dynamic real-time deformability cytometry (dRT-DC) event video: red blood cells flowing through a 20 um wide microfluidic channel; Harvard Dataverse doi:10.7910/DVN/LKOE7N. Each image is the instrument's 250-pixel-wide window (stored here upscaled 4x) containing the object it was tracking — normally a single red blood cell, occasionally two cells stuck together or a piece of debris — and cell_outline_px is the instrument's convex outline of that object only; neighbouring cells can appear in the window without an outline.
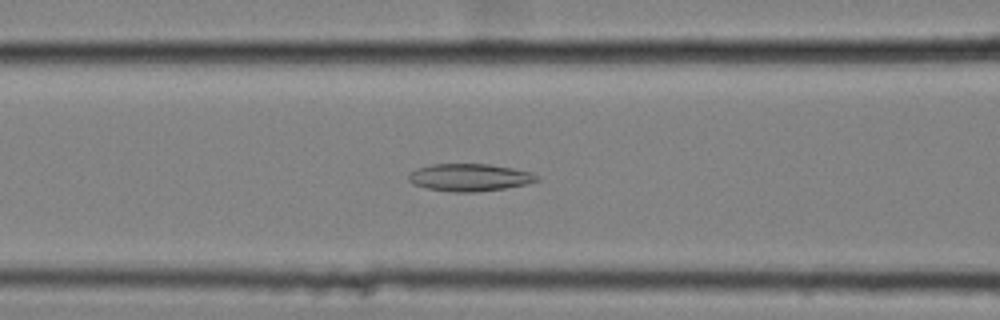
{"species": "common noctule bat (a hibernating species)", "species_latin": "Nyctalus noctula", "temperature_condition": "cold", "stored_images_in_passage": 53, "camera_frame_rate_fps": 3000, "um_per_image_px": 0.085, "animal": {"sex": "female", "body_mass_g": 25.1}, "frame": {"image": 1, "passage_image": 25, "time_ms": 8.0, "image_size_px": [1000, 320], "cell_outline_px": [[540, 180], [528, 184], [504, 188], [476, 192], [456, 192], [428, 188], [412, 184], [408, 180], [408, 176], [412, 172], [420, 168], [432, 164], [488, 164], [512, 168], [532, 172], [540, 176]], "centroid_in_image_um": [39.97, 15.08], "position_along_channel_um": 126.6, "area_um2": 20.4}}
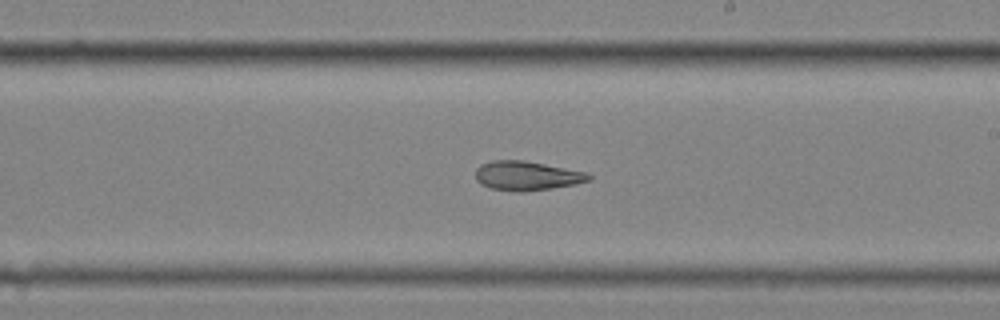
{"frame": {"image": 2, "passage_image": 35, "time_ms": 11.333, "image_size_px": [1000, 320], "cell_outline_px": [[592, 180], [576, 184], [552, 188], [524, 192], [516, 192], [492, 188], [480, 184], [476, 180], [476, 168], [480, 164], [492, 160], [524, 160], [588, 172], [592, 176]], "centroid_in_image_um": [44.8, 14.94], "position_along_channel_um": 244.2, "area_um2": 19.54}}
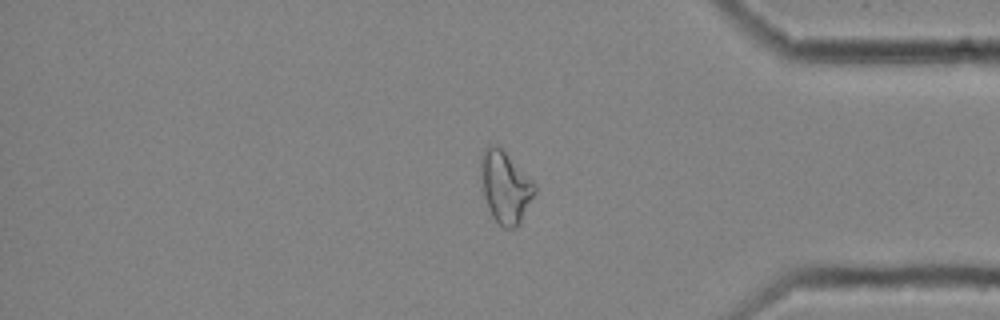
{"frame": {"image": 3, "passage_image": 49, "time_ms": 16.0, "image_size_px": [1000, 320], "cell_outline_px": [[536, 192], [520, 224], [516, 228], [504, 228], [492, 216], [484, 196], [480, 168], [480, 156], [484, 148], [492, 144], [496, 144], [536, 184]], "centroid_in_image_um": [42.95, 15.91], "position_along_channel_um": 392.3, "area_um2": 22.37}}